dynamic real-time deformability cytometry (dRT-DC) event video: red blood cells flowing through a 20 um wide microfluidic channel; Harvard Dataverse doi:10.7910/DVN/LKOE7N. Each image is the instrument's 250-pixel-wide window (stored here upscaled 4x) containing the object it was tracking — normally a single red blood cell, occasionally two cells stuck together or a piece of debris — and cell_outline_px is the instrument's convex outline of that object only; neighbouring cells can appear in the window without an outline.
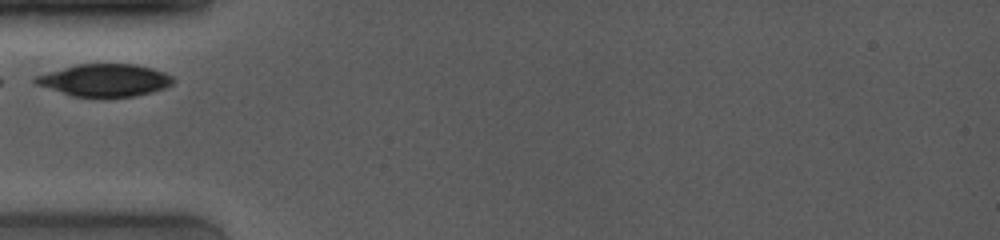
{"species": "common noctule bat (a hibernating species)", "species_latin": "Nyctalus noctula", "temperature_condition": "room temperature", "stored_images_in_passage": 26, "camera_frame_rate_fps": 4000, "um_per_image_px": 0.085, "animal": {"sex": "female", "body_mass_g": 19.0, "forearm_length_mm": 53.3}, "frame": {"image": 1, "passage_image": 1, "time_ms": 0.0, "image_size_px": [1000, 240], "cell_outline_px": [[172, 84], [164, 88], [152, 92], [136, 96], [72, 96], [36, 84], [32, 80], [32, 76], [76, 64], [132, 64], [152, 68], [164, 72], [172, 76]], "centroid_in_image_um": [8.86, 6.8], "position_along_channel_um": 76.1, "area_um2": 25.78}}